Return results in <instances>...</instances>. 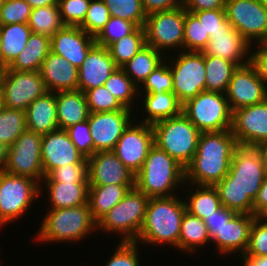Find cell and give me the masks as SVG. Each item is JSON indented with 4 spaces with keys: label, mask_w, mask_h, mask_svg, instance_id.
I'll return each instance as SVG.
<instances>
[{
    "label": "cell",
    "mask_w": 267,
    "mask_h": 266,
    "mask_svg": "<svg viewBox=\"0 0 267 266\" xmlns=\"http://www.w3.org/2000/svg\"><path fill=\"white\" fill-rule=\"evenodd\" d=\"M263 221H267V209L259 216Z\"/></svg>",
    "instance_id": "63"
},
{
    "label": "cell",
    "mask_w": 267,
    "mask_h": 266,
    "mask_svg": "<svg viewBox=\"0 0 267 266\" xmlns=\"http://www.w3.org/2000/svg\"><path fill=\"white\" fill-rule=\"evenodd\" d=\"M50 51V37L32 32L25 48L8 68L16 71H40Z\"/></svg>",
    "instance_id": "31"
},
{
    "label": "cell",
    "mask_w": 267,
    "mask_h": 266,
    "mask_svg": "<svg viewBox=\"0 0 267 266\" xmlns=\"http://www.w3.org/2000/svg\"><path fill=\"white\" fill-rule=\"evenodd\" d=\"M252 47L250 63L255 67L258 76L267 86V42L258 43L252 45Z\"/></svg>",
    "instance_id": "54"
},
{
    "label": "cell",
    "mask_w": 267,
    "mask_h": 266,
    "mask_svg": "<svg viewBox=\"0 0 267 266\" xmlns=\"http://www.w3.org/2000/svg\"><path fill=\"white\" fill-rule=\"evenodd\" d=\"M227 21L252 46L267 42V8L258 0H226Z\"/></svg>",
    "instance_id": "13"
},
{
    "label": "cell",
    "mask_w": 267,
    "mask_h": 266,
    "mask_svg": "<svg viewBox=\"0 0 267 266\" xmlns=\"http://www.w3.org/2000/svg\"><path fill=\"white\" fill-rule=\"evenodd\" d=\"M3 69L0 68V84H1V76H2Z\"/></svg>",
    "instance_id": "67"
},
{
    "label": "cell",
    "mask_w": 267,
    "mask_h": 266,
    "mask_svg": "<svg viewBox=\"0 0 267 266\" xmlns=\"http://www.w3.org/2000/svg\"><path fill=\"white\" fill-rule=\"evenodd\" d=\"M27 130L26 111L4 107L0 112V141L11 146Z\"/></svg>",
    "instance_id": "40"
},
{
    "label": "cell",
    "mask_w": 267,
    "mask_h": 266,
    "mask_svg": "<svg viewBox=\"0 0 267 266\" xmlns=\"http://www.w3.org/2000/svg\"><path fill=\"white\" fill-rule=\"evenodd\" d=\"M178 195L149 198L145 218L136 242L140 245H168L179 250L180 227L186 211Z\"/></svg>",
    "instance_id": "3"
},
{
    "label": "cell",
    "mask_w": 267,
    "mask_h": 266,
    "mask_svg": "<svg viewBox=\"0 0 267 266\" xmlns=\"http://www.w3.org/2000/svg\"><path fill=\"white\" fill-rule=\"evenodd\" d=\"M5 2V0H0V7L2 6V4Z\"/></svg>",
    "instance_id": "68"
},
{
    "label": "cell",
    "mask_w": 267,
    "mask_h": 266,
    "mask_svg": "<svg viewBox=\"0 0 267 266\" xmlns=\"http://www.w3.org/2000/svg\"><path fill=\"white\" fill-rule=\"evenodd\" d=\"M4 108L3 101H2V96L0 94V112Z\"/></svg>",
    "instance_id": "65"
},
{
    "label": "cell",
    "mask_w": 267,
    "mask_h": 266,
    "mask_svg": "<svg viewBox=\"0 0 267 266\" xmlns=\"http://www.w3.org/2000/svg\"><path fill=\"white\" fill-rule=\"evenodd\" d=\"M211 241L205 222L185 211L180 227L179 250L194 254L201 247L208 246Z\"/></svg>",
    "instance_id": "34"
},
{
    "label": "cell",
    "mask_w": 267,
    "mask_h": 266,
    "mask_svg": "<svg viewBox=\"0 0 267 266\" xmlns=\"http://www.w3.org/2000/svg\"><path fill=\"white\" fill-rule=\"evenodd\" d=\"M56 113L59 129L62 130L88 120L90 111L85 94L81 90L57 91Z\"/></svg>",
    "instance_id": "29"
},
{
    "label": "cell",
    "mask_w": 267,
    "mask_h": 266,
    "mask_svg": "<svg viewBox=\"0 0 267 266\" xmlns=\"http://www.w3.org/2000/svg\"><path fill=\"white\" fill-rule=\"evenodd\" d=\"M153 145L152 126L134 119L123 131L113 151L119 160L136 174L141 169Z\"/></svg>",
    "instance_id": "15"
},
{
    "label": "cell",
    "mask_w": 267,
    "mask_h": 266,
    "mask_svg": "<svg viewBox=\"0 0 267 266\" xmlns=\"http://www.w3.org/2000/svg\"><path fill=\"white\" fill-rule=\"evenodd\" d=\"M103 0H91L84 21L79 25L87 34L96 37L110 19Z\"/></svg>",
    "instance_id": "45"
},
{
    "label": "cell",
    "mask_w": 267,
    "mask_h": 266,
    "mask_svg": "<svg viewBox=\"0 0 267 266\" xmlns=\"http://www.w3.org/2000/svg\"><path fill=\"white\" fill-rule=\"evenodd\" d=\"M139 99H141L140 107H143L140 115L142 119L135 121L145 123V124H154L158 121L169 119L175 116H178L182 113L183 104L178 100L174 92H161V93H138ZM143 101V102H142Z\"/></svg>",
    "instance_id": "26"
},
{
    "label": "cell",
    "mask_w": 267,
    "mask_h": 266,
    "mask_svg": "<svg viewBox=\"0 0 267 266\" xmlns=\"http://www.w3.org/2000/svg\"><path fill=\"white\" fill-rule=\"evenodd\" d=\"M254 216L259 217L267 209V172L253 201Z\"/></svg>",
    "instance_id": "58"
},
{
    "label": "cell",
    "mask_w": 267,
    "mask_h": 266,
    "mask_svg": "<svg viewBox=\"0 0 267 266\" xmlns=\"http://www.w3.org/2000/svg\"><path fill=\"white\" fill-rule=\"evenodd\" d=\"M231 132L238 145L255 147L267 140V99L233 111Z\"/></svg>",
    "instance_id": "18"
},
{
    "label": "cell",
    "mask_w": 267,
    "mask_h": 266,
    "mask_svg": "<svg viewBox=\"0 0 267 266\" xmlns=\"http://www.w3.org/2000/svg\"><path fill=\"white\" fill-rule=\"evenodd\" d=\"M84 94L90 112L130 110L124 108L104 85L87 90Z\"/></svg>",
    "instance_id": "46"
},
{
    "label": "cell",
    "mask_w": 267,
    "mask_h": 266,
    "mask_svg": "<svg viewBox=\"0 0 267 266\" xmlns=\"http://www.w3.org/2000/svg\"><path fill=\"white\" fill-rule=\"evenodd\" d=\"M235 214L236 212L222 205L219 209L214 211L213 214L206 216L203 221L210 233L214 228H221L225 223H228Z\"/></svg>",
    "instance_id": "55"
},
{
    "label": "cell",
    "mask_w": 267,
    "mask_h": 266,
    "mask_svg": "<svg viewBox=\"0 0 267 266\" xmlns=\"http://www.w3.org/2000/svg\"><path fill=\"white\" fill-rule=\"evenodd\" d=\"M31 9L25 0H5L0 7V25L28 23Z\"/></svg>",
    "instance_id": "48"
},
{
    "label": "cell",
    "mask_w": 267,
    "mask_h": 266,
    "mask_svg": "<svg viewBox=\"0 0 267 266\" xmlns=\"http://www.w3.org/2000/svg\"><path fill=\"white\" fill-rule=\"evenodd\" d=\"M265 8H267V0H258Z\"/></svg>",
    "instance_id": "64"
},
{
    "label": "cell",
    "mask_w": 267,
    "mask_h": 266,
    "mask_svg": "<svg viewBox=\"0 0 267 266\" xmlns=\"http://www.w3.org/2000/svg\"><path fill=\"white\" fill-rule=\"evenodd\" d=\"M184 187L188 188L184 189L185 191H190V193L188 191V194H186V200L184 199L186 211L190 214L204 220L206 216H210L222 206L214 186L185 183Z\"/></svg>",
    "instance_id": "33"
},
{
    "label": "cell",
    "mask_w": 267,
    "mask_h": 266,
    "mask_svg": "<svg viewBox=\"0 0 267 266\" xmlns=\"http://www.w3.org/2000/svg\"><path fill=\"white\" fill-rule=\"evenodd\" d=\"M27 129L40 135L59 129L56 113V92L47 91L26 109Z\"/></svg>",
    "instance_id": "28"
},
{
    "label": "cell",
    "mask_w": 267,
    "mask_h": 266,
    "mask_svg": "<svg viewBox=\"0 0 267 266\" xmlns=\"http://www.w3.org/2000/svg\"><path fill=\"white\" fill-rule=\"evenodd\" d=\"M41 161L44 177L65 164L87 163L66 130L58 129L42 135Z\"/></svg>",
    "instance_id": "20"
},
{
    "label": "cell",
    "mask_w": 267,
    "mask_h": 266,
    "mask_svg": "<svg viewBox=\"0 0 267 266\" xmlns=\"http://www.w3.org/2000/svg\"><path fill=\"white\" fill-rule=\"evenodd\" d=\"M71 141L77 150L86 158H90L94 154V145L88 120L79 122L66 129Z\"/></svg>",
    "instance_id": "53"
},
{
    "label": "cell",
    "mask_w": 267,
    "mask_h": 266,
    "mask_svg": "<svg viewBox=\"0 0 267 266\" xmlns=\"http://www.w3.org/2000/svg\"><path fill=\"white\" fill-rule=\"evenodd\" d=\"M117 68L107 47L95 44L78 68L77 90L85 93L87 90L104 85Z\"/></svg>",
    "instance_id": "23"
},
{
    "label": "cell",
    "mask_w": 267,
    "mask_h": 266,
    "mask_svg": "<svg viewBox=\"0 0 267 266\" xmlns=\"http://www.w3.org/2000/svg\"><path fill=\"white\" fill-rule=\"evenodd\" d=\"M161 92H173V77L166 59L153 70L138 88V93Z\"/></svg>",
    "instance_id": "43"
},
{
    "label": "cell",
    "mask_w": 267,
    "mask_h": 266,
    "mask_svg": "<svg viewBox=\"0 0 267 266\" xmlns=\"http://www.w3.org/2000/svg\"><path fill=\"white\" fill-rule=\"evenodd\" d=\"M205 91L225 94L237 65L233 62L204 54Z\"/></svg>",
    "instance_id": "36"
},
{
    "label": "cell",
    "mask_w": 267,
    "mask_h": 266,
    "mask_svg": "<svg viewBox=\"0 0 267 266\" xmlns=\"http://www.w3.org/2000/svg\"><path fill=\"white\" fill-rule=\"evenodd\" d=\"M32 9L57 4L58 0H25Z\"/></svg>",
    "instance_id": "60"
},
{
    "label": "cell",
    "mask_w": 267,
    "mask_h": 266,
    "mask_svg": "<svg viewBox=\"0 0 267 266\" xmlns=\"http://www.w3.org/2000/svg\"><path fill=\"white\" fill-rule=\"evenodd\" d=\"M89 185H135V173L113 150L95 152L87 159Z\"/></svg>",
    "instance_id": "21"
},
{
    "label": "cell",
    "mask_w": 267,
    "mask_h": 266,
    "mask_svg": "<svg viewBox=\"0 0 267 266\" xmlns=\"http://www.w3.org/2000/svg\"><path fill=\"white\" fill-rule=\"evenodd\" d=\"M238 146L231 130L202 132L191 162L185 167V183L214 186L229 172Z\"/></svg>",
    "instance_id": "2"
},
{
    "label": "cell",
    "mask_w": 267,
    "mask_h": 266,
    "mask_svg": "<svg viewBox=\"0 0 267 266\" xmlns=\"http://www.w3.org/2000/svg\"><path fill=\"white\" fill-rule=\"evenodd\" d=\"M209 39L210 36H205V29L199 19L185 10L183 51L201 52Z\"/></svg>",
    "instance_id": "42"
},
{
    "label": "cell",
    "mask_w": 267,
    "mask_h": 266,
    "mask_svg": "<svg viewBox=\"0 0 267 266\" xmlns=\"http://www.w3.org/2000/svg\"><path fill=\"white\" fill-rule=\"evenodd\" d=\"M91 0H58L61 20L64 25L79 26L86 16Z\"/></svg>",
    "instance_id": "50"
},
{
    "label": "cell",
    "mask_w": 267,
    "mask_h": 266,
    "mask_svg": "<svg viewBox=\"0 0 267 266\" xmlns=\"http://www.w3.org/2000/svg\"><path fill=\"white\" fill-rule=\"evenodd\" d=\"M255 147L258 149V151H259V153L261 155V158L264 161V164H265V166L267 168V140L260 142Z\"/></svg>",
    "instance_id": "62"
},
{
    "label": "cell",
    "mask_w": 267,
    "mask_h": 266,
    "mask_svg": "<svg viewBox=\"0 0 267 266\" xmlns=\"http://www.w3.org/2000/svg\"><path fill=\"white\" fill-rule=\"evenodd\" d=\"M226 0H183L187 11H205L225 9Z\"/></svg>",
    "instance_id": "57"
},
{
    "label": "cell",
    "mask_w": 267,
    "mask_h": 266,
    "mask_svg": "<svg viewBox=\"0 0 267 266\" xmlns=\"http://www.w3.org/2000/svg\"><path fill=\"white\" fill-rule=\"evenodd\" d=\"M266 172L267 168L256 147L238 145L228 174L214 185L221 204L236 213L254 215L253 201Z\"/></svg>",
    "instance_id": "1"
},
{
    "label": "cell",
    "mask_w": 267,
    "mask_h": 266,
    "mask_svg": "<svg viewBox=\"0 0 267 266\" xmlns=\"http://www.w3.org/2000/svg\"><path fill=\"white\" fill-rule=\"evenodd\" d=\"M109 10L110 16L131 21L137 27H144L147 14L142 0H103Z\"/></svg>",
    "instance_id": "41"
},
{
    "label": "cell",
    "mask_w": 267,
    "mask_h": 266,
    "mask_svg": "<svg viewBox=\"0 0 267 266\" xmlns=\"http://www.w3.org/2000/svg\"><path fill=\"white\" fill-rule=\"evenodd\" d=\"M175 54L173 56L171 53L172 57L166 55L165 59L168 61L173 77V92L184 104L205 91L204 53L202 51H180Z\"/></svg>",
    "instance_id": "11"
},
{
    "label": "cell",
    "mask_w": 267,
    "mask_h": 266,
    "mask_svg": "<svg viewBox=\"0 0 267 266\" xmlns=\"http://www.w3.org/2000/svg\"><path fill=\"white\" fill-rule=\"evenodd\" d=\"M137 26L131 21L111 16L105 27L95 37L97 45L108 47L111 43L132 33Z\"/></svg>",
    "instance_id": "44"
},
{
    "label": "cell",
    "mask_w": 267,
    "mask_h": 266,
    "mask_svg": "<svg viewBox=\"0 0 267 266\" xmlns=\"http://www.w3.org/2000/svg\"><path fill=\"white\" fill-rule=\"evenodd\" d=\"M182 113L201 133L231 130L232 111L225 94L200 92L183 104Z\"/></svg>",
    "instance_id": "9"
},
{
    "label": "cell",
    "mask_w": 267,
    "mask_h": 266,
    "mask_svg": "<svg viewBox=\"0 0 267 266\" xmlns=\"http://www.w3.org/2000/svg\"><path fill=\"white\" fill-rule=\"evenodd\" d=\"M151 126L154 144L185 168L197 152L201 132L183 113Z\"/></svg>",
    "instance_id": "7"
},
{
    "label": "cell",
    "mask_w": 267,
    "mask_h": 266,
    "mask_svg": "<svg viewBox=\"0 0 267 266\" xmlns=\"http://www.w3.org/2000/svg\"><path fill=\"white\" fill-rule=\"evenodd\" d=\"M97 231V222L92 217L89 204L61 209H49L36 232V243L68 242L75 244L86 240Z\"/></svg>",
    "instance_id": "5"
},
{
    "label": "cell",
    "mask_w": 267,
    "mask_h": 266,
    "mask_svg": "<svg viewBox=\"0 0 267 266\" xmlns=\"http://www.w3.org/2000/svg\"><path fill=\"white\" fill-rule=\"evenodd\" d=\"M144 46H146V33L144 27H137L129 35L111 43L107 49L118 68H122Z\"/></svg>",
    "instance_id": "37"
},
{
    "label": "cell",
    "mask_w": 267,
    "mask_h": 266,
    "mask_svg": "<svg viewBox=\"0 0 267 266\" xmlns=\"http://www.w3.org/2000/svg\"><path fill=\"white\" fill-rule=\"evenodd\" d=\"M40 74L47 91L77 90L78 68L52 51L42 63Z\"/></svg>",
    "instance_id": "25"
},
{
    "label": "cell",
    "mask_w": 267,
    "mask_h": 266,
    "mask_svg": "<svg viewBox=\"0 0 267 266\" xmlns=\"http://www.w3.org/2000/svg\"><path fill=\"white\" fill-rule=\"evenodd\" d=\"M39 197L37 181L0 170V229L22 218Z\"/></svg>",
    "instance_id": "8"
},
{
    "label": "cell",
    "mask_w": 267,
    "mask_h": 266,
    "mask_svg": "<svg viewBox=\"0 0 267 266\" xmlns=\"http://www.w3.org/2000/svg\"><path fill=\"white\" fill-rule=\"evenodd\" d=\"M251 48L252 46L231 26L226 31L211 34L202 52L229 60L240 67L250 62Z\"/></svg>",
    "instance_id": "24"
},
{
    "label": "cell",
    "mask_w": 267,
    "mask_h": 266,
    "mask_svg": "<svg viewBox=\"0 0 267 266\" xmlns=\"http://www.w3.org/2000/svg\"><path fill=\"white\" fill-rule=\"evenodd\" d=\"M135 185H89L88 204L92 217L98 222L112 207L118 204Z\"/></svg>",
    "instance_id": "30"
},
{
    "label": "cell",
    "mask_w": 267,
    "mask_h": 266,
    "mask_svg": "<svg viewBox=\"0 0 267 266\" xmlns=\"http://www.w3.org/2000/svg\"><path fill=\"white\" fill-rule=\"evenodd\" d=\"M41 182H88V164H65L54 169Z\"/></svg>",
    "instance_id": "47"
},
{
    "label": "cell",
    "mask_w": 267,
    "mask_h": 266,
    "mask_svg": "<svg viewBox=\"0 0 267 266\" xmlns=\"http://www.w3.org/2000/svg\"><path fill=\"white\" fill-rule=\"evenodd\" d=\"M133 110L90 112L88 124L94 145V153L114 150L123 131L134 120Z\"/></svg>",
    "instance_id": "17"
},
{
    "label": "cell",
    "mask_w": 267,
    "mask_h": 266,
    "mask_svg": "<svg viewBox=\"0 0 267 266\" xmlns=\"http://www.w3.org/2000/svg\"><path fill=\"white\" fill-rule=\"evenodd\" d=\"M149 197L136 187L98 222L97 231L120 236V242H136L144 222ZM108 233V234H107Z\"/></svg>",
    "instance_id": "6"
},
{
    "label": "cell",
    "mask_w": 267,
    "mask_h": 266,
    "mask_svg": "<svg viewBox=\"0 0 267 266\" xmlns=\"http://www.w3.org/2000/svg\"><path fill=\"white\" fill-rule=\"evenodd\" d=\"M43 188L47 191L49 208L61 209L88 204L89 182H41L40 198Z\"/></svg>",
    "instance_id": "27"
},
{
    "label": "cell",
    "mask_w": 267,
    "mask_h": 266,
    "mask_svg": "<svg viewBox=\"0 0 267 266\" xmlns=\"http://www.w3.org/2000/svg\"><path fill=\"white\" fill-rule=\"evenodd\" d=\"M41 141L42 135L27 129L9 147L3 170L9 174L27 176L40 184L44 178Z\"/></svg>",
    "instance_id": "14"
},
{
    "label": "cell",
    "mask_w": 267,
    "mask_h": 266,
    "mask_svg": "<svg viewBox=\"0 0 267 266\" xmlns=\"http://www.w3.org/2000/svg\"><path fill=\"white\" fill-rule=\"evenodd\" d=\"M137 242H118L116 250L109 257L104 266H141Z\"/></svg>",
    "instance_id": "49"
},
{
    "label": "cell",
    "mask_w": 267,
    "mask_h": 266,
    "mask_svg": "<svg viewBox=\"0 0 267 266\" xmlns=\"http://www.w3.org/2000/svg\"><path fill=\"white\" fill-rule=\"evenodd\" d=\"M256 216L251 214L236 213L228 223L221 228H214L210 239L215 245V251L224 256L237 253L240 257L246 251L249 242L250 228ZM219 251V252H218Z\"/></svg>",
    "instance_id": "19"
},
{
    "label": "cell",
    "mask_w": 267,
    "mask_h": 266,
    "mask_svg": "<svg viewBox=\"0 0 267 266\" xmlns=\"http://www.w3.org/2000/svg\"><path fill=\"white\" fill-rule=\"evenodd\" d=\"M188 12L193 13L202 23L205 36H210L218 31H226L231 27V24L227 21L225 9Z\"/></svg>",
    "instance_id": "52"
},
{
    "label": "cell",
    "mask_w": 267,
    "mask_h": 266,
    "mask_svg": "<svg viewBox=\"0 0 267 266\" xmlns=\"http://www.w3.org/2000/svg\"><path fill=\"white\" fill-rule=\"evenodd\" d=\"M184 23V6L148 14L144 25L146 45L154 47L165 56L171 52L183 51Z\"/></svg>",
    "instance_id": "10"
},
{
    "label": "cell",
    "mask_w": 267,
    "mask_h": 266,
    "mask_svg": "<svg viewBox=\"0 0 267 266\" xmlns=\"http://www.w3.org/2000/svg\"><path fill=\"white\" fill-rule=\"evenodd\" d=\"M165 57L154 47L146 45L122 69L139 88L153 70L165 60Z\"/></svg>",
    "instance_id": "35"
},
{
    "label": "cell",
    "mask_w": 267,
    "mask_h": 266,
    "mask_svg": "<svg viewBox=\"0 0 267 266\" xmlns=\"http://www.w3.org/2000/svg\"><path fill=\"white\" fill-rule=\"evenodd\" d=\"M106 89L115 96L124 108L133 110L134 102L138 99V87L122 68H117L104 83Z\"/></svg>",
    "instance_id": "38"
},
{
    "label": "cell",
    "mask_w": 267,
    "mask_h": 266,
    "mask_svg": "<svg viewBox=\"0 0 267 266\" xmlns=\"http://www.w3.org/2000/svg\"><path fill=\"white\" fill-rule=\"evenodd\" d=\"M246 256H267V222L256 217L250 228Z\"/></svg>",
    "instance_id": "51"
},
{
    "label": "cell",
    "mask_w": 267,
    "mask_h": 266,
    "mask_svg": "<svg viewBox=\"0 0 267 266\" xmlns=\"http://www.w3.org/2000/svg\"><path fill=\"white\" fill-rule=\"evenodd\" d=\"M9 146L0 141V170H3L6 166L8 159Z\"/></svg>",
    "instance_id": "61"
},
{
    "label": "cell",
    "mask_w": 267,
    "mask_h": 266,
    "mask_svg": "<svg viewBox=\"0 0 267 266\" xmlns=\"http://www.w3.org/2000/svg\"><path fill=\"white\" fill-rule=\"evenodd\" d=\"M28 26L33 33L52 37L64 24L61 20L58 3L31 9Z\"/></svg>",
    "instance_id": "39"
},
{
    "label": "cell",
    "mask_w": 267,
    "mask_h": 266,
    "mask_svg": "<svg viewBox=\"0 0 267 266\" xmlns=\"http://www.w3.org/2000/svg\"><path fill=\"white\" fill-rule=\"evenodd\" d=\"M96 44L95 37L79 26L64 25L50 38L51 51L79 68L89 50Z\"/></svg>",
    "instance_id": "22"
},
{
    "label": "cell",
    "mask_w": 267,
    "mask_h": 266,
    "mask_svg": "<svg viewBox=\"0 0 267 266\" xmlns=\"http://www.w3.org/2000/svg\"><path fill=\"white\" fill-rule=\"evenodd\" d=\"M0 68L2 69V55H1V50H0Z\"/></svg>",
    "instance_id": "66"
},
{
    "label": "cell",
    "mask_w": 267,
    "mask_h": 266,
    "mask_svg": "<svg viewBox=\"0 0 267 266\" xmlns=\"http://www.w3.org/2000/svg\"><path fill=\"white\" fill-rule=\"evenodd\" d=\"M231 111L261 103L267 99V86L249 62L237 67L225 93Z\"/></svg>",
    "instance_id": "16"
},
{
    "label": "cell",
    "mask_w": 267,
    "mask_h": 266,
    "mask_svg": "<svg viewBox=\"0 0 267 266\" xmlns=\"http://www.w3.org/2000/svg\"><path fill=\"white\" fill-rule=\"evenodd\" d=\"M47 89L40 71L3 69L0 94L4 107L26 111L28 106Z\"/></svg>",
    "instance_id": "12"
},
{
    "label": "cell",
    "mask_w": 267,
    "mask_h": 266,
    "mask_svg": "<svg viewBox=\"0 0 267 266\" xmlns=\"http://www.w3.org/2000/svg\"><path fill=\"white\" fill-rule=\"evenodd\" d=\"M32 31L27 23L0 25L2 69L8 67L25 48Z\"/></svg>",
    "instance_id": "32"
},
{
    "label": "cell",
    "mask_w": 267,
    "mask_h": 266,
    "mask_svg": "<svg viewBox=\"0 0 267 266\" xmlns=\"http://www.w3.org/2000/svg\"><path fill=\"white\" fill-rule=\"evenodd\" d=\"M145 13L172 10L183 6V0H142Z\"/></svg>",
    "instance_id": "56"
},
{
    "label": "cell",
    "mask_w": 267,
    "mask_h": 266,
    "mask_svg": "<svg viewBox=\"0 0 267 266\" xmlns=\"http://www.w3.org/2000/svg\"><path fill=\"white\" fill-rule=\"evenodd\" d=\"M243 266H267V256H246L241 255Z\"/></svg>",
    "instance_id": "59"
},
{
    "label": "cell",
    "mask_w": 267,
    "mask_h": 266,
    "mask_svg": "<svg viewBox=\"0 0 267 266\" xmlns=\"http://www.w3.org/2000/svg\"><path fill=\"white\" fill-rule=\"evenodd\" d=\"M184 184L185 168L155 144L135 174V187L149 198L178 195Z\"/></svg>",
    "instance_id": "4"
}]
</instances>
